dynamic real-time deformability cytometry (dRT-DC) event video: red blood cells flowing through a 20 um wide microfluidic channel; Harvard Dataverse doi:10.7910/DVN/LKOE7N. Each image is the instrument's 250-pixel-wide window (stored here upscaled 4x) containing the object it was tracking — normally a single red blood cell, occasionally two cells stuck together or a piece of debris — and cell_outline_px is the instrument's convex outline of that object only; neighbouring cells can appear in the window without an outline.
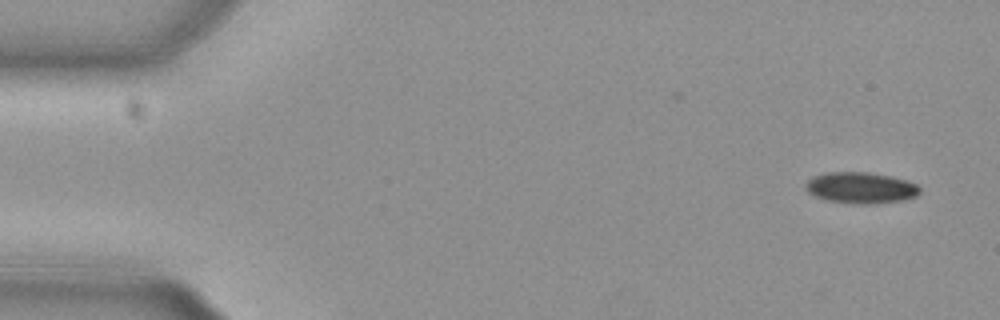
{"species": "common noctule bat (a hibernating species)", "species_latin": "Nyctalus noctula", "temperature_condition": "cold", "stored_images_in_passage": 2, "camera_frame_rate_fps": 3000, "um_per_image_px": 0.085, "animal": {"sex": "female", "body_mass_g": 29.2, "forearm_length_mm": 56.3}, "frame": {"image": 1, "passage_image": 1, "time_ms": 0.0, "image_size_px": [1000, 320], "cell_outline_px": [[920, 192], [916, 196], [900, 200], [872, 204], [856, 204], [828, 200], [816, 196], [808, 192], [804, 188], [804, 184], [812, 176], [824, 172], [868, 172], [892, 176], [916, 184], [920, 188]], "centroid_in_image_um": [73.12, 15.95], "position_along_channel_um": 11.9, "area_um2": 20.75}}